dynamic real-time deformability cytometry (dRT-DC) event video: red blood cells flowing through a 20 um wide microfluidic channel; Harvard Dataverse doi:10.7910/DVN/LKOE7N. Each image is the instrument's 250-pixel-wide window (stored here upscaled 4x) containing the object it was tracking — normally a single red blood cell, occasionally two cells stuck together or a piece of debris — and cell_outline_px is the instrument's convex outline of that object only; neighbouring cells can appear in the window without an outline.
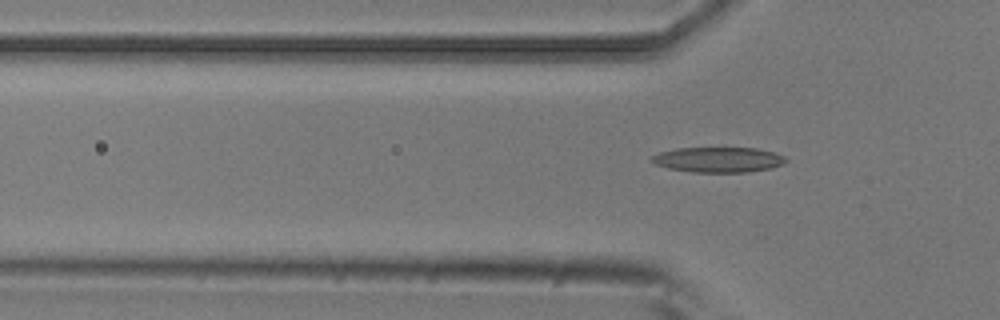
{"species": "common noctule bat (a hibernating species)", "species_latin": "Nyctalus noctula", "temperature_condition": "room temperature", "stored_images_in_passage": 4, "camera_frame_rate_fps": 3000, "um_per_image_px": 0.085, "animal": {"sex": "male", "body_mass_g": 20.5, "forearm_length_mm": 52.5}, "frame": {"image": 1, "passage_image": 4, "time_ms": 1.0, "image_size_px": [1000, 320], "cell_outline_px": [[788, 160], [784, 164], [772, 168], [748, 172], [692, 172], [668, 168], [656, 164], [648, 160], [652, 156], [660, 152], [676, 148], [756, 148], [772, 152], [784, 156]], "centroid_in_image_um": [61.06, 13.57], "position_along_channel_um": 64.7, "area_um2": 19.77}}